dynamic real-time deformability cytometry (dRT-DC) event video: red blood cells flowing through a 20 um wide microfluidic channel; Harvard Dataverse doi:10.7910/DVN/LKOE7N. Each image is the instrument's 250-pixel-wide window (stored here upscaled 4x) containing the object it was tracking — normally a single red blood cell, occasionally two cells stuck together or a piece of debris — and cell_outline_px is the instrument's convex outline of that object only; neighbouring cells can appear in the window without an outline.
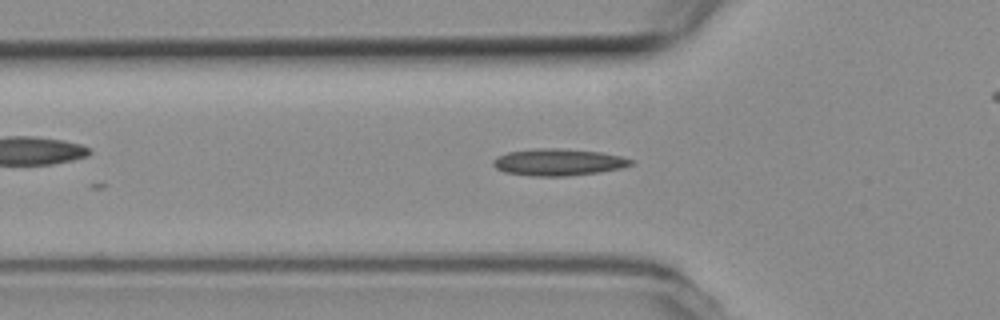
{"species": "common noctule bat (a hibernating species)", "species_latin": "Nyctalus noctula", "temperature_condition": "room temperature", "stored_images_in_passage": 10, "camera_frame_rate_fps": 3000, "um_per_image_px": 0.085, "animal": {"sex": "female", "body_mass_g": 19.3, "forearm_length_mm": 54.1}, "frame": {"image": 1, "passage_image": 2, "time_ms": 0.333, "image_size_px": [1000, 320], "cell_outline_px": [[632, 164], [620, 168], [600, 172], [568, 176], [532, 176], [504, 172], [496, 168], [492, 164], [492, 160], [496, 156], [508, 152], [540, 148], [556, 148], [600, 152], [620, 156], [632, 160]], "centroid_in_image_um": [47.41, 13.79], "position_along_channel_um": 78.4, "area_um2": 21.44}}